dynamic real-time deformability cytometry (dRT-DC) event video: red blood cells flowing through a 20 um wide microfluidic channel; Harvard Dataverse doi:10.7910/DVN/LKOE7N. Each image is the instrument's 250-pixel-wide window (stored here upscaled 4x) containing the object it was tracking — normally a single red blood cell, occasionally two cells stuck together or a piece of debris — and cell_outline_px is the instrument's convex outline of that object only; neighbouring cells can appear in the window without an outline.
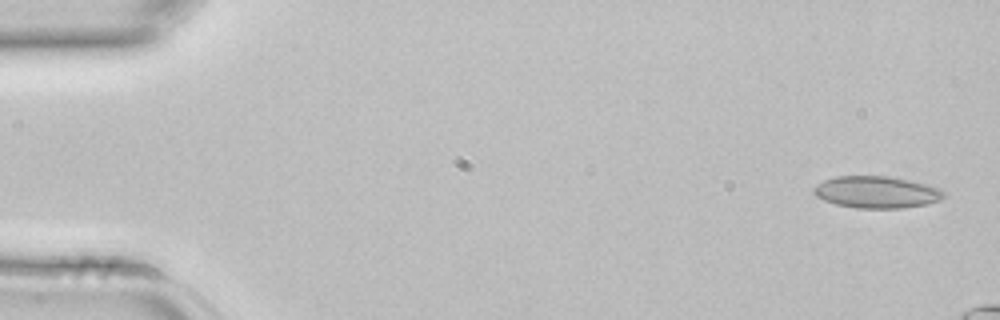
{"species": "common noctule bat (a hibernating species)", "species_latin": "Nyctalus noctula", "temperature_condition": "room temperature", "stored_images_in_passage": 3, "camera_frame_rate_fps": 3000, "um_per_image_px": 0.085, "animal": {"sex": "female", "body_mass_g": 22.7, "forearm_length_mm": 54.2}, "frame": {"image": 1, "passage_image": 1, "time_ms": 0.0, "image_size_px": [1000, 320], "cell_outline_px": [[944, 196], [940, 200], [924, 204], [900, 208], [856, 208], [836, 204], [824, 200], [816, 196], [812, 192], [812, 188], [816, 184], [824, 180], [836, 176], [888, 176], [912, 180], [928, 184], [940, 188], [944, 192]], "centroid_in_image_um": [74.49, 16.32], "position_along_channel_um": 10.5, "area_um2": 24.28}}